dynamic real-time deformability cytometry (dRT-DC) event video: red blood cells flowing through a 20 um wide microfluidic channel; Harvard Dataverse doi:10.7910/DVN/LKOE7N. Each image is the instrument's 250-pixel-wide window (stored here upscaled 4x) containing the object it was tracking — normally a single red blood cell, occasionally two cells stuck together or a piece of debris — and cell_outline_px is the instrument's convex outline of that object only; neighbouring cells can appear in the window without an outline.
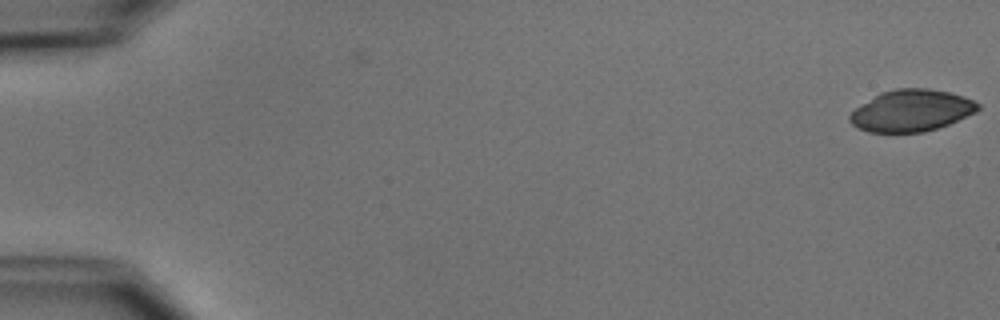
{"species": "common noctule bat (a hibernating species)", "species_latin": "Nyctalus noctula", "temperature_condition": "cold", "stored_images_in_passage": 54, "camera_frame_rate_fps": 3000, "um_per_image_px": 0.085, "animal": {"sex": "male", "body_mass_g": 15.6}, "frame": {"image": 1, "passage_image": 1, "time_ms": 0.0, "image_size_px": [1000, 320], "cell_outline_px": [[980, 108], [976, 112], [948, 124], [924, 132], [868, 132], [852, 124], [848, 120], [848, 116], [856, 108], [880, 92], [896, 88], [928, 88], [948, 92], [964, 96], [980, 104]], "centroid_in_image_um": [77.47, 9.39], "position_along_channel_um": 7.5, "area_um2": 30.98}}
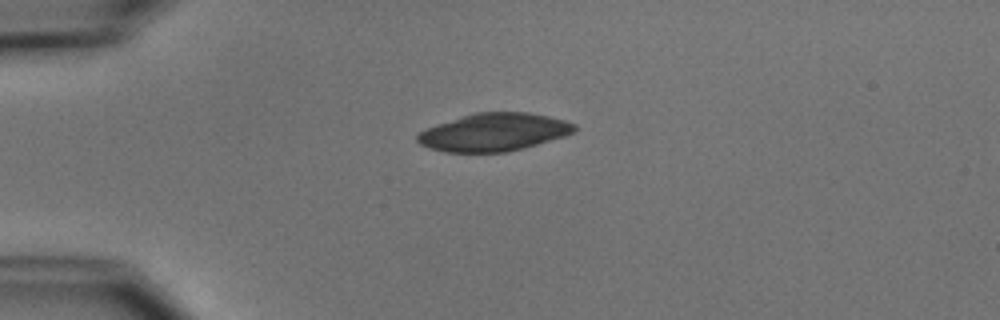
{"frame": {"image": 2, "passage_image": 14, "time_ms": 4.333, "image_size_px": [1000, 320], "cell_outline_px": [[576, 128], [572, 132], [564, 136], [508, 152], [444, 152], [428, 148], [420, 144], [416, 140], [416, 136], [424, 128], [476, 112], [528, 112], [548, 116], [564, 120], [576, 124]], "centroid_in_image_um": [41.94, 11.24], "position_along_channel_um": 43.1, "area_um2": 34.45}}